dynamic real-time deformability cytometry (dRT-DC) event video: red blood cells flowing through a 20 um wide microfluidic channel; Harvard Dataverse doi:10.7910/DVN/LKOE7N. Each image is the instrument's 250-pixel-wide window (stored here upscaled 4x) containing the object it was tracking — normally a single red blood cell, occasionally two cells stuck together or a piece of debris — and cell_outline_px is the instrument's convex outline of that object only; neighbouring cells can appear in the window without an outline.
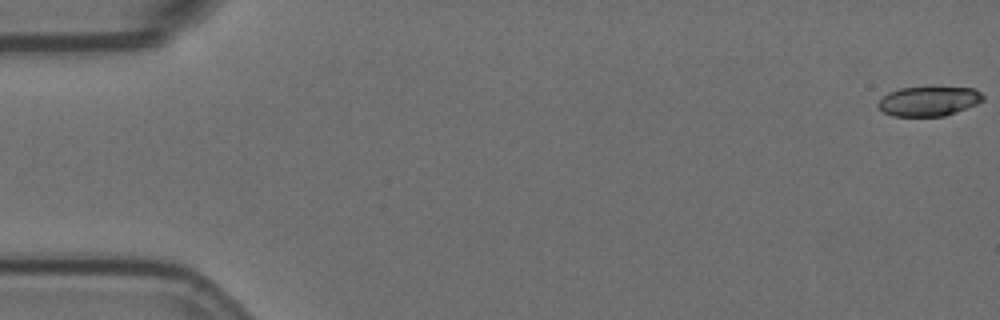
{"species": "Egyptian fruit bat (a non-hibernating species)", "species_latin": "Rousettus aegyptiacus", "temperature_condition": "room temperature", "stored_images_in_passage": 57, "camera_frame_rate_fps": 3000, "um_per_image_px": 0.085, "animal": {"sex": "female"}, "frame": {"image": 1, "passage_image": 1, "time_ms": 0.0, "image_size_px": [1000, 320], "cell_outline_px": [[984, 100], [976, 104], [956, 112], [944, 116], [892, 116], [884, 112], [876, 104], [888, 92], [900, 88], [932, 84], [976, 88], [984, 96]], "centroid_in_image_um": [78.98, 8.54], "position_along_channel_um": 6.0, "area_um2": 18.96}}
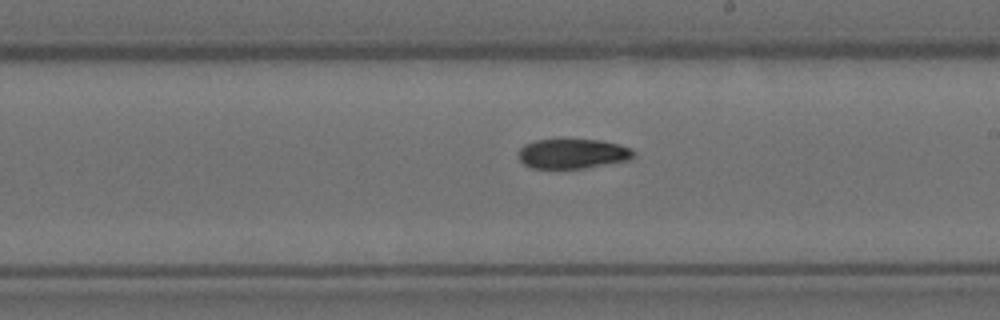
{"frame": {"image": 2, "passage_image": 33, "time_ms": 10.667, "image_size_px": [1000, 320], "cell_outline_px": [[636, 156], [628, 160], [584, 168], [532, 168], [524, 164], [520, 160], [520, 148], [524, 144], [536, 140], [600, 140], [620, 144], [632, 148], [636, 152]], "centroid_in_image_um": [48.73, 13.06], "position_along_channel_um": 240.3, "area_um2": 19.88}}
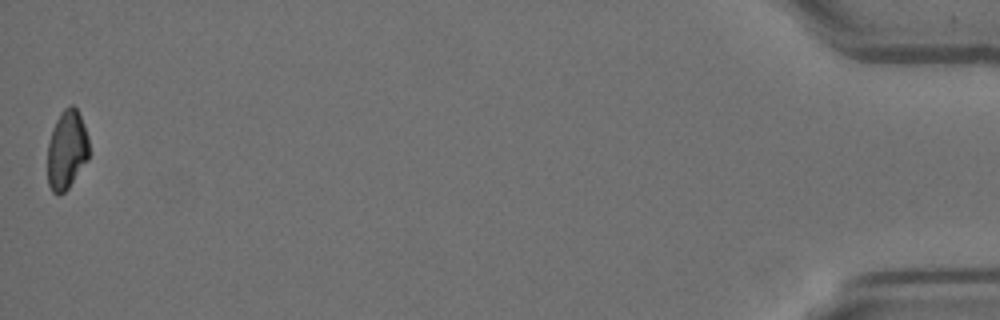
{"frame": {"image": 3, "passage_image": 57, "time_ms": 18.667, "image_size_px": [1000, 320], "cell_outline_px": [[88, 160], [68, 188], [60, 196], [52, 192], [48, 184], [48, 144], [52, 128], [60, 112], [64, 108], [72, 104], [76, 108], [84, 124], [88, 136]], "centroid_in_image_um": [5.67, 12.74], "position_along_channel_um": 429.5, "area_um2": 19.19}}